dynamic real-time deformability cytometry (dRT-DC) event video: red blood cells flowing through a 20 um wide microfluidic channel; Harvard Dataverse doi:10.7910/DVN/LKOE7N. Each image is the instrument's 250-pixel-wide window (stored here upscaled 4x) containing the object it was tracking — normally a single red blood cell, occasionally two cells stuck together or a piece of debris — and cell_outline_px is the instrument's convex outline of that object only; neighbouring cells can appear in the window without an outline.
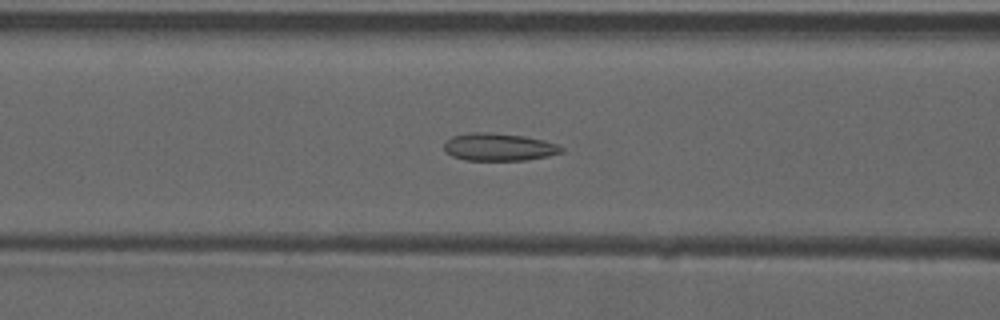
{"species": "common noctule bat (a hibernating species)", "species_latin": "Nyctalus noctula", "temperature_condition": "warm", "stored_images_in_passage": 47, "camera_frame_rate_fps": 3000, "um_per_image_px": 0.085, "animal": {"sex": "male", "forearm_length_mm": 52.5}, "frame": {"image": 1, "passage_image": 15, "time_ms": 4.667, "image_size_px": [1000, 320], "cell_outline_px": [[564, 148], [560, 152], [548, 156], [524, 160], [464, 160], [452, 156], [444, 152], [444, 144], [452, 136], [472, 132], [488, 132], [524, 136], [544, 140], [556, 144]], "centroid_in_image_um": [42.36, 12.5], "position_along_channel_um": 124.2, "area_um2": 18.79}}
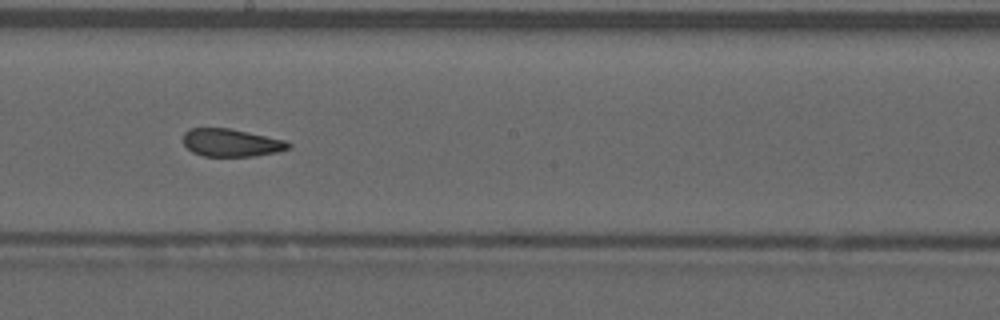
{"frame": {"image": 2, "passage_image": 23, "time_ms": 7.333, "image_size_px": [1000, 320], "cell_outline_px": [[292, 148], [276, 152], [256, 156], [204, 156], [192, 152], [184, 144], [184, 132], [188, 128], [232, 128], [284, 140], [292, 144]], "centroid_in_image_um": [19.67, 12.12], "position_along_channel_um": 228.5, "area_um2": 17.11}}
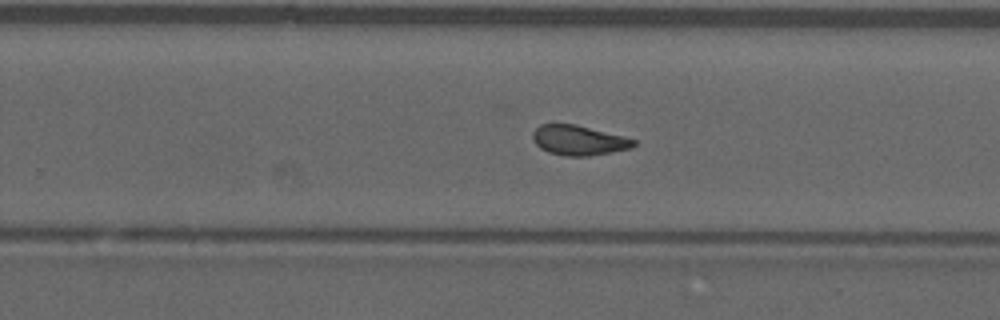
{"frame": {"image": 3, "passage_image": 27, "time_ms": 8.667, "image_size_px": [1000, 320], "cell_outline_px": [[636, 144], [632, 148], [612, 152], [588, 156], [564, 156], [548, 152], [540, 148], [532, 140], [532, 132], [540, 124], [576, 124], [624, 136], [636, 140]], "centroid_in_image_um": [49.18, 11.92], "position_along_channel_um": 280.6, "area_um2": 17.74}, "authors_computed_cell_mechanics": {"area_um2": 18.0336, "velocity_mm_per_s": 3.9128, "shape_relaxation_time_tau1_ms": 11.2371, "shape_relaxation_time_tau2_ms": 1.1086, "deformation_change_tau1": 0.235, "deformation_change_tau2": 0.0691}}